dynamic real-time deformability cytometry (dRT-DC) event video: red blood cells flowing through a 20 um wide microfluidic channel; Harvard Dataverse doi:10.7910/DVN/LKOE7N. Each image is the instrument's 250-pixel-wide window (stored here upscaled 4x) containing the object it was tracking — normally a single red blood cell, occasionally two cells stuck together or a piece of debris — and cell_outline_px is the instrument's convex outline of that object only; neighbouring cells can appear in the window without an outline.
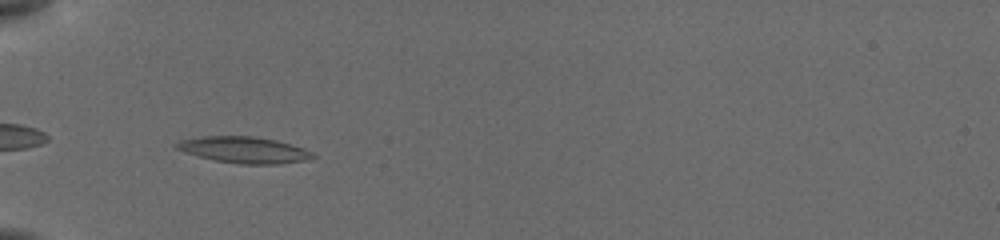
{"species": "common noctule bat (a hibernating species)", "species_latin": "Nyctalus noctula", "temperature_condition": "cold", "stored_images_in_passage": 80, "camera_frame_rate_fps": 3000, "um_per_image_px": 0.085, "animal": {"sex": "female", "body_mass_g": 19.5, "forearm_length_mm": 54.1}, "frame": {"image": 1, "passage_image": 4, "time_ms": 0.667, "image_size_px": [1000, 240], "cell_outline_px": [[316, 156], [304, 160], [276, 164], [240, 164], [216, 160], [184, 152], [176, 148], [172, 144], [180, 140], [204, 136], [252, 136], [276, 140], [304, 148], [312, 152]], "centroid_in_image_um": [20.72, 12.73], "position_along_channel_um": 64.3, "area_um2": 20.69}}
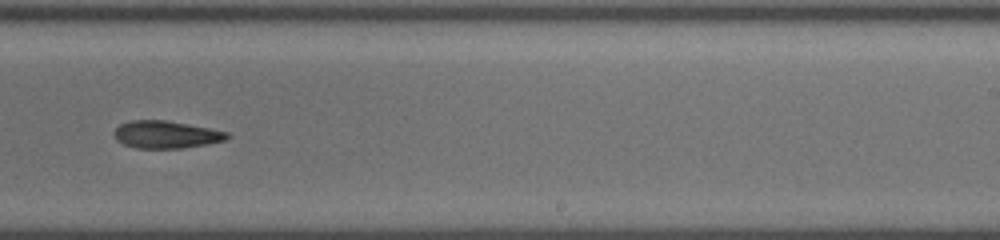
{"frame": {"image": 2, "passage_image": 40, "time_ms": 6.333, "image_size_px": [1000, 240], "cell_outline_px": [[228, 136], [224, 140], [204, 144], [180, 148], [136, 148], [124, 144], [116, 140], [112, 132], [120, 124], [132, 120], [164, 120], [208, 128], [228, 132]], "centroid_in_image_um": [14.03, 11.43], "position_along_channel_um": 275.0, "area_um2": 17.74}}
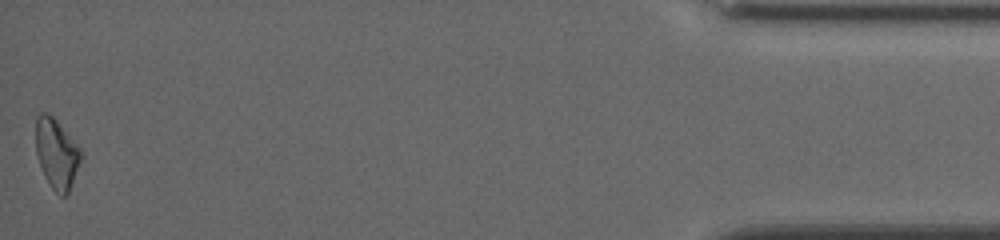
{"frame": {"image": 3, "passage_image": 79, "time_ms": 12.333, "image_size_px": [1000, 240], "cell_outline_px": [[80, 160], [68, 196], [60, 196], [48, 184], [44, 176], [36, 152], [36, 116], [40, 112], [48, 112], [56, 120], [80, 148]], "centroid_in_image_um": [4.79, 13.07], "position_along_channel_um": 430.4, "area_um2": 18.21}, "authors_computed_cell_mechanics": {"area_um2": 18.2359, "velocity_mm_per_s": 3.8732, "shape_relaxation_time_tau1_ms": 5.2497, "shape_relaxation_time_tau2_ms": 6.175, "deformation_change_tau1": 0.1247, "deformation_change_tau2": 0.1682}}